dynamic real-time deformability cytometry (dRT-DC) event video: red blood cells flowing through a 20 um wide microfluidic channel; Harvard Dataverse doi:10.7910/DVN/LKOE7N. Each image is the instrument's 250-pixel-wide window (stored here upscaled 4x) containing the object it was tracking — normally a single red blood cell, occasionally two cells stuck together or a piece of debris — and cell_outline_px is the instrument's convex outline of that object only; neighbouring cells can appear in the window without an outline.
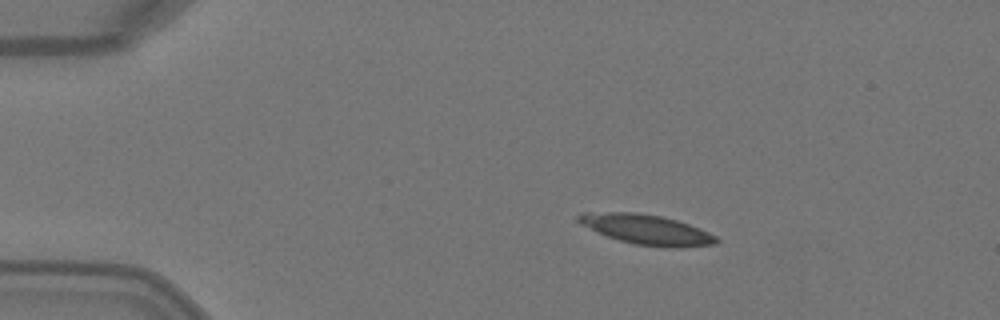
{"species": "Egyptian fruit bat (a non-hibernating species)", "species_latin": "Rousettus aegyptiacus", "temperature_condition": "warm", "stored_images_in_passage": 3, "camera_frame_rate_fps": 3000, "um_per_image_px": 0.085, "animal": {"sex": "female"}, "frame": {"image": 1, "passage_image": 1, "time_ms": 0.0, "image_size_px": [1000, 320], "cell_outline_px": [[720, 240], [716, 244], [680, 248], [668, 248], [636, 244], [620, 240], [608, 236], [580, 224], [576, 220], [576, 216], [584, 212], [636, 212], [660, 216], [676, 220], [700, 228], [716, 236]], "centroid_in_image_um": [54.98, 19.51], "position_along_channel_um": 30.0, "area_um2": 24.04}}
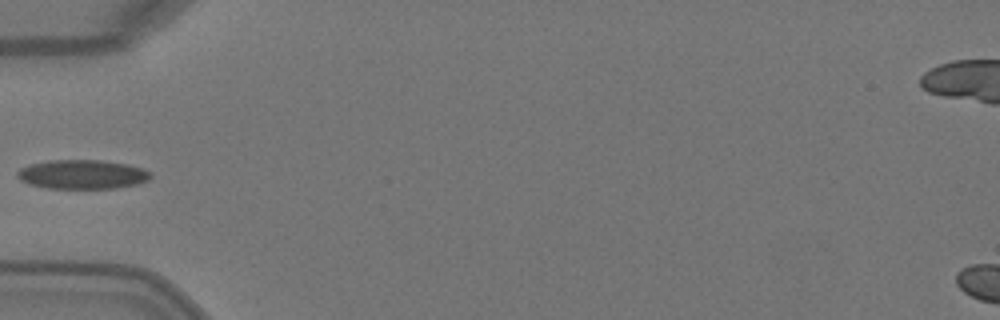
{"frame": {"image": 2, "passage_image": 3, "time_ms": 0.667, "image_size_px": [1000, 320], "cell_outline_px": [[152, 176], [148, 180], [136, 184], [116, 188], [48, 188], [28, 184], [20, 180], [16, 176], [16, 172], [20, 168], [28, 164], [52, 160], [100, 160], [128, 164], [152, 172]], "centroid_in_image_um": [6.97, 14.82], "position_along_channel_um": 78.0, "area_um2": 22.72}}